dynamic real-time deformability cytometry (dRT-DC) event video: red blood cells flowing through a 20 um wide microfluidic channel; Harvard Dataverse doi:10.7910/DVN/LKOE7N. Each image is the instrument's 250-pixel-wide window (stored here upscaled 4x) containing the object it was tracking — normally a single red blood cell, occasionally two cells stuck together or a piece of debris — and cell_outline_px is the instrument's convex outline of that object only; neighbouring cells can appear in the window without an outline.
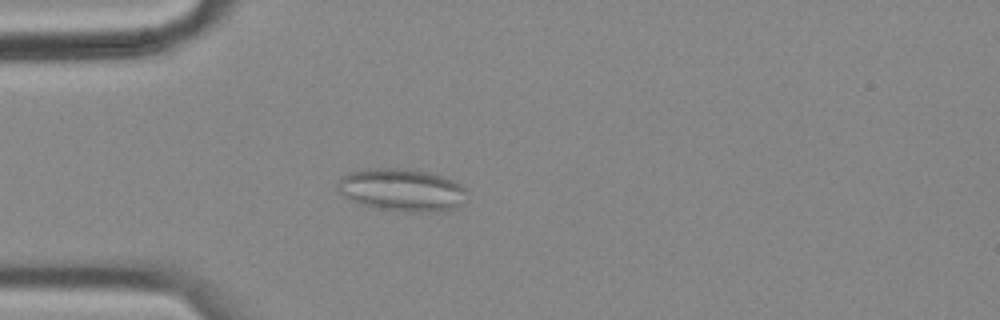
{"species": "common noctule bat (a hibernating species)", "species_latin": "Nyctalus noctula", "temperature_condition": "cold", "stored_images_in_passage": 57, "camera_frame_rate_fps": 3000, "um_per_image_px": 0.085, "animal": {"sex": "female", "body_mass_g": 18.4}, "frame": {"image": 1, "passage_image": 16, "time_ms": 5.0, "image_size_px": [1000, 320], "cell_outline_px": [[468, 192], [464, 204], [456, 208], [444, 212], [416, 212], [380, 208], [364, 204], [352, 200], [344, 196], [336, 188], [336, 184], [344, 176], [352, 172], [364, 168], [412, 168], [428, 172], [452, 180], [468, 188]], "centroid_in_image_um": [34.24, 16.14], "position_along_channel_um": 50.8, "area_um2": 32.31}}
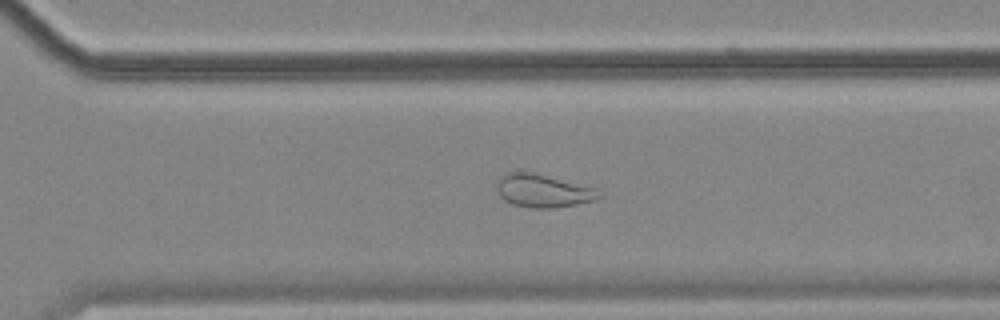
{"frame": {"image": 2, "passage_image": 40, "time_ms": 13.0, "image_size_px": [1000, 320], "cell_outline_px": [[604, 196], [592, 200], [576, 204], [556, 208], [532, 208], [512, 204], [504, 200], [500, 196], [496, 188], [496, 184], [500, 176], [508, 172], [532, 172], [596, 188]], "centroid_in_image_um": [46.14, 16.22], "position_along_channel_um": 324.5, "area_um2": 19.65}}
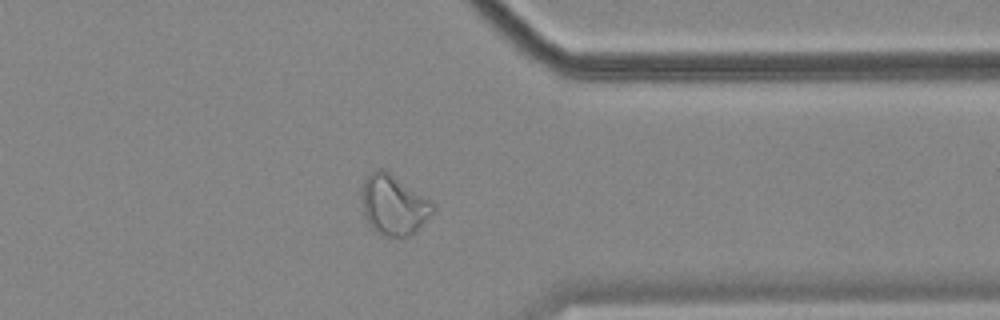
{"frame": {"image": 3, "passage_image": 45, "time_ms": 14.667, "image_size_px": [1000, 320], "cell_outline_px": [[436, 208], [420, 228], [412, 236], [380, 236], [368, 224], [364, 216], [360, 192], [364, 180], [368, 172], [376, 168], [380, 168], [388, 172], [432, 200]], "centroid_in_image_um": [33.44, 17.42], "position_along_channel_um": 378.0, "area_um2": 25.37}, "authors_computed_cell_mechanics": {"area_um2": 26.9926, "velocity_mm_per_s": 3.5581, "shape_relaxation_time_tau1_ms": null, "shape_relaxation_time_tau2_ms": 2.0749, "deformation_change_tau1": null, "deformation_change_tau2": 0.0865}}